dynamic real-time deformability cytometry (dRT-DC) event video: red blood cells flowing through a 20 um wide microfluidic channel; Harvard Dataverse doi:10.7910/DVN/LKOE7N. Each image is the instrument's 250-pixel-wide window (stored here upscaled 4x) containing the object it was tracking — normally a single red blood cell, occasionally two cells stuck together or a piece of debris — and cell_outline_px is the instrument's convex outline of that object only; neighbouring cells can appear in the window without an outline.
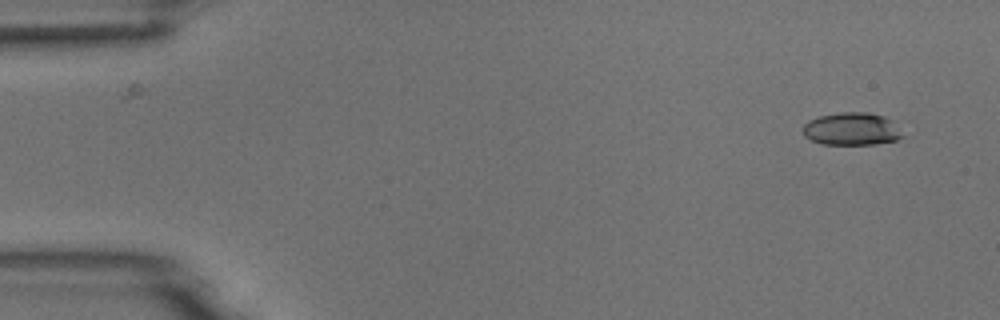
{"species": "common noctule bat (a hibernating species)", "species_latin": "Nyctalus noctula", "temperature_condition": "room temperature", "stored_images_in_passage": 4, "camera_frame_rate_fps": 3000, "um_per_image_px": 0.085, "animal": {"sex": "male", "body_mass_g": 18.8}, "frame": {"image": 1, "passage_image": 1, "time_ms": 0.0, "image_size_px": [1000, 320], "cell_outline_px": [[904, 136], [896, 140], [876, 144], [820, 144], [804, 136], [804, 124], [808, 120], [820, 116], [840, 112], [868, 112], [884, 116], [892, 120]], "centroid_in_image_um": [72.4, 10.96], "position_along_channel_um": 12.6, "area_um2": 18.96}}